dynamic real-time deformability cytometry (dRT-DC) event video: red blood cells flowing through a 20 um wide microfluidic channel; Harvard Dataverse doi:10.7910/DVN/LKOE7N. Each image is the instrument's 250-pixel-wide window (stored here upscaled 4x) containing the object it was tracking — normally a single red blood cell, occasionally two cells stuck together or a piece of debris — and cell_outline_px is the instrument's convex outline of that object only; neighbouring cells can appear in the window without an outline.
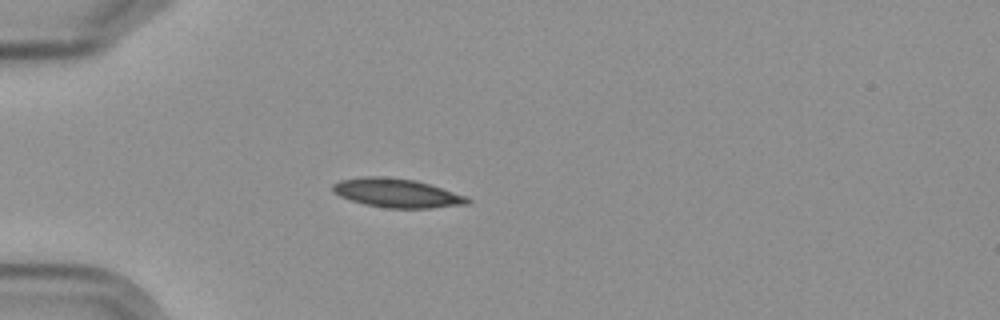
{"species": "Egyptian fruit bat (a non-hibernating species)", "species_latin": "Rousettus aegyptiacus", "temperature_condition": "cold", "stored_images_in_passage": 3, "camera_frame_rate_fps": 3000, "um_per_image_px": 0.085, "frame": {"image": 1, "passage_image": 3, "time_ms": 2.333, "image_size_px": [1000, 320], "cell_outline_px": [[472, 200], [468, 204], [428, 208], [388, 208], [364, 204], [340, 196], [332, 192], [332, 184], [340, 180], [364, 176], [384, 176], [416, 180], [468, 196]], "centroid_in_image_um": [33.74, 16.4], "position_along_channel_um": 51.3, "area_um2": 22.77}}